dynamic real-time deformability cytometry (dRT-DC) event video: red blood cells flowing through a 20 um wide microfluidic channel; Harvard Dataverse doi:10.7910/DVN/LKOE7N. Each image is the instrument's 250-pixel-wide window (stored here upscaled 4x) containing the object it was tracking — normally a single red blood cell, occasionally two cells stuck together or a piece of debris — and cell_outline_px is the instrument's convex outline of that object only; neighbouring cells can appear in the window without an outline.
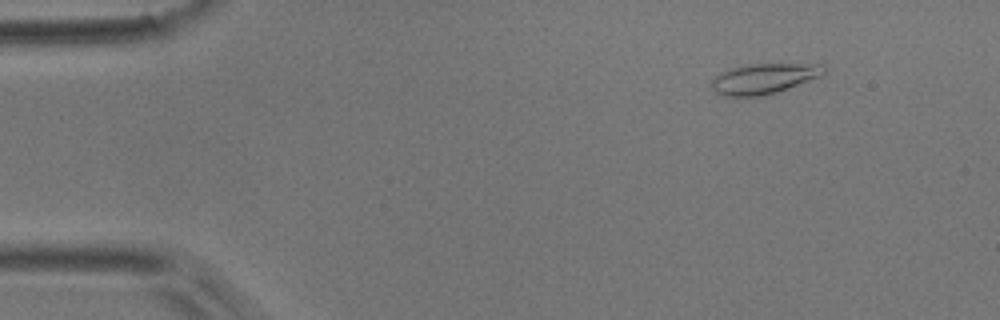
{"species": "common noctule bat (a hibernating species)", "species_latin": "Nyctalus noctula", "temperature_condition": "room temperature", "stored_images_in_passage": 4, "camera_frame_rate_fps": 3000, "um_per_image_px": 0.085, "animal": {"sex": "male", "body_mass_g": 17.9}, "frame": {"image": 1, "passage_image": 2, "time_ms": 1.0, "image_size_px": [1000, 320], "cell_outline_px": [[824, 72], [820, 76], [776, 92], [764, 96], [724, 96], [716, 92], [712, 88], [712, 80], [720, 72], [732, 68], [752, 64], [820, 64]], "centroid_in_image_um": [64.87, 6.69], "position_along_channel_um": 20.1, "area_um2": 19.36}}